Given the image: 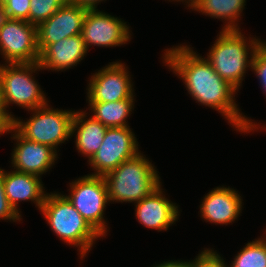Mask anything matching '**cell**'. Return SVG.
I'll return each instance as SVG.
<instances>
[{
    "label": "cell",
    "mask_w": 266,
    "mask_h": 267,
    "mask_svg": "<svg viewBox=\"0 0 266 267\" xmlns=\"http://www.w3.org/2000/svg\"><path fill=\"white\" fill-rule=\"evenodd\" d=\"M164 51L163 61L183 79L186 90L194 100L216 109L237 131L249 133L258 129L257 123L242 115L234 102V94L238 90L222 79L205 58L197 55L187 45Z\"/></svg>",
    "instance_id": "obj_1"
},
{
    "label": "cell",
    "mask_w": 266,
    "mask_h": 267,
    "mask_svg": "<svg viewBox=\"0 0 266 267\" xmlns=\"http://www.w3.org/2000/svg\"><path fill=\"white\" fill-rule=\"evenodd\" d=\"M103 177L109 202L137 203L161 184L156 169L141 153L124 161Z\"/></svg>",
    "instance_id": "obj_2"
},
{
    "label": "cell",
    "mask_w": 266,
    "mask_h": 267,
    "mask_svg": "<svg viewBox=\"0 0 266 267\" xmlns=\"http://www.w3.org/2000/svg\"><path fill=\"white\" fill-rule=\"evenodd\" d=\"M42 214L53 232L69 245L79 247L81 259L101 237L82 217L65 195L51 193L45 196Z\"/></svg>",
    "instance_id": "obj_3"
},
{
    "label": "cell",
    "mask_w": 266,
    "mask_h": 267,
    "mask_svg": "<svg viewBox=\"0 0 266 267\" xmlns=\"http://www.w3.org/2000/svg\"><path fill=\"white\" fill-rule=\"evenodd\" d=\"M245 38L240 30H222L205 58L221 78L237 90L242 84L247 67H251L255 50L259 47V40L255 37L253 40L249 39V45Z\"/></svg>",
    "instance_id": "obj_4"
},
{
    "label": "cell",
    "mask_w": 266,
    "mask_h": 267,
    "mask_svg": "<svg viewBox=\"0 0 266 267\" xmlns=\"http://www.w3.org/2000/svg\"><path fill=\"white\" fill-rule=\"evenodd\" d=\"M40 69L38 62L0 65L5 108L13 103L30 111L48 104L45 94L32 77V73Z\"/></svg>",
    "instance_id": "obj_5"
},
{
    "label": "cell",
    "mask_w": 266,
    "mask_h": 267,
    "mask_svg": "<svg viewBox=\"0 0 266 267\" xmlns=\"http://www.w3.org/2000/svg\"><path fill=\"white\" fill-rule=\"evenodd\" d=\"M32 117L26 122L14 118L13 127L27 140L49 145L54 150L71 136L75 111L52 109L47 105L30 110Z\"/></svg>",
    "instance_id": "obj_6"
},
{
    "label": "cell",
    "mask_w": 266,
    "mask_h": 267,
    "mask_svg": "<svg viewBox=\"0 0 266 267\" xmlns=\"http://www.w3.org/2000/svg\"><path fill=\"white\" fill-rule=\"evenodd\" d=\"M70 184L71 195L65 197L101 237L105 236L103 215L109 197L104 177L89 174Z\"/></svg>",
    "instance_id": "obj_7"
},
{
    "label": "cell",
    "mask_w": 266,
    "mask_h": 267,
    "mask_svg": "<svg viewBox=\"0 0 266 267\" xmlns=\"http://www.w3.org/2000/svg\"><path fill=\"white\" fill-rule=\"evenodd\" d=\"M0 52L7 64L38 62L37 26L6 18L0 26Z\"/></svg>",
    "instance_id": "obj_8"
},
{
    "label": "cell",
    "mask_w": 266,
    "mask_h": 267,
    "mask_svg": "<svg viewBox=\"0 0 266 267\" xmlns=\"http://www.w3.org/2000/svg\"><path fill=\"white\" fill-rule=\"evenodd\" d=\"M139 153L136 137L129 126L107 128L102 145L89 160L95 169L90 175L104 176Z\"/></svg>",
    "instance_id": "obj_9"
},
{
    "label": "cell",
    "mask_w": 266,
    "mask_h": 267,
    "mask_svg": "<svg viewBox=\"0 0 266 267\" xmlns=\"http://www.w3.org/2000/svg\"><path fill=\"white\" fill-rule=\"evenodd\" d=\"M81 35L87 50L91 45L121 46L131 39L129 26L124 21L98 9L87 10Z\"/></svg>",
    "instance_id": "obj_10"
},
{
    "label": "cell",
    "mask_w": 266,
    "mask_h": 267,
    "mask_svg": "<svg viewBox=\"0 0 266 267\" xmlns=\"http://www.w3.org/2000/svg\"><path fill=\"white\" fill-rule=\"evenodd\" d=\"M120 62H112L91 76L88 102H114L134 98L132 80Z\"/></svg>",
    "instance_id": "obj_11"
},
{
    "label": "cell",
    "mask_w": 266,
    "mask_h": 267,
    "mask_svg": "<svg viewBox=\"0 0 266 267\" xmlns=\"http://www.w3.org/2000/svg\"><path fill=\"white\" fill-rule=\"evenodd\" d=\"M87 8L66 2L49 19L37 26V45L41 53L48 45L81 34Z\"/></svg>",
    "instance_id": "obj_12"
},
{
    "label": "cell",
    "mask_w": 266,
    "mask_h": 267,
    "mask_svg": "<svg viewBox=\"0 0 266 267\" xmlns=\"http://www.w3.org/2000/svg\"><path fill=\"white\" fill-rule=\"evenodd\" d=\"M13 139L17 145L12 152V165L15 171L40 176L46 173L57 159V149L24 138L14 127Z\"/></svg>",
    "instance_id": "obj_13"
},
{
    "label": "cell",
    "mask_w": 266,
    "mask_h": 267,
    "mask_svg": "<svg viewBox=\"0 0 266 267\" xmlns=\"http://www.w3.org/2000/svg\"><path fill=\"white\" fill-rule=\"evenodd\" d=\"M161 184L148 196L137 202L135 214L144 227L158 231L167 230L178 220V207L168 200L161 189Z\"/></svg>",
    "instance_id": "obj_14"
},
{
    "label": "cell",
    "mask_w": 266,
    "mask_h": 267,
    "mask_svg": "<svg viewBox=\"0 0 266 267\" xmlns=\"http://www.w3.org/2000/svg\"><path fill=\"white\" fill-rule=\"evenodd\" d=\"M242 210V199L238 191L217 187L205 195L200 205L201 218L215 224H230Z\"/></svg>",
    "instance_id": "obj_15"
},
{
    "label": "cell",
    "mask_w": 266,
    "mask_h": 267,
    "mask_svg": "<svg viewBox=\"0 0 266 267\" xmlns=\"http://www.w3.org/2000/svg\"><path fill=\"white\" fill-rule=\"evenodd\" d=\"M87 48L81 34L48 45L39 57L41 69L64 70L76 66L86 55Z\"/></svg>",
    "instance_id": "obj_16"
},
{
    "label": "cell",
    "mask_w": 266,
    "mask_h": 267,
    "mask_svg": "<svg viewBox=\"0 0 266 267\" xmlns=\"http://www.w3.org/2000/svg\"><path fill=\"white\" fill-rule=\"evenodd\" d=\"M41 177L18 171L5 172L3 169V186L7 200L19 213V201H32L41 210L46 194L43 190Z\"/></svg>",
    "instance_id": "obj_17"
},
{
    "label": "cell",
    "mask_w": 266,
    "mask_h": 267,
    "mask_svg": "<svg viewBox=\"0 0 266 267\" xmlns=\"http://www.w3.org/2000/svg\"><path fill=\"white\" fill-rule=\"evenodd\" d=\"M86 114L83 111H76L73 116L71 125V136L76 135V148L78 152L88 157V161L98 151L104 140L105 133L107 131L106 126L101 122L91 118H86Z\"/></svg>",
    "instance_id": "obj_18"
},
{
    "label": "cell",
    "mask_w": 266,
    "mask_h": 267,
    "mask_svg": "<svg viewBox=\"0 0 266 267\" xmlns=\"http://www.w3.org/2000/svg\"><path fill=\"white\" fill-rule=\"evenodd\" d=\"M245 2V0H197L190 9L207 14L212 18L225 19L224 21L228 22L222 30H239L236 22L246 5Z\"/></svg>",
    "instance_id": "obj_19"
},
{
    "label": "cell",
    "mask_w": 266,
    "mask_h": 267,
    "mask_svg": "<svg viewBox=\"0 0 266 267\" xmlns=\"http://www.w3.org/2000/svg\"><path fill=\"white\" fill-rule=\"evenodd\" d=\"M134 98L123 99L114 102H89L90 110L94 113L92 117L104 126L126 127V120L131 115Z\"/></svg>",
    "instance_id": "obj_20"
},
{
    "label": "cell",
    "mask_w": 266,
    "mask_h": 267,
    "mask_svg": "<svg viewBox=\"0 0 266 267\" xmlns=\"http://www.w3.org/2000/svg\"><path fill=\"white\" fill-rule=\"evenodd\" d=\"M227 267H266V237L248 242Z\"/></svg>",
    "instance_id": "obj_21"
},
{
    "label": "cell",
    "mask_w": 266,
    "mask_h": 267,
    "mask_svg": "<svg viewBox=\"0 0 266 267\" xmlns=\"http://www.w3.org/2000/svg\"><path fill=\"white\" fill-rule=\"evenodd\" d=\"M67 0H31L29 23L38 26L49 19Z\"/></svg>",
    "instance_id": "obj_22"
},
{
    "label": "cell",
    "mask_w": 266,
    "mask_h": 267,
    "mask_svg": "<svg viewBox=\"0 0 266 267\" xmlns=\"http://www.w3.org/2000/svg\"><path fill=\"white\" fill-rule=\"evenodd\" d=\"M6 18L29 22L31 0H0Z\"/></svg>",
    "instance_id": "obj_23"
},
{
    "label": "cell",
    "mask_w": 266,
    "mask_h": 267,
    "mask_svg": "<svg viewBox=\"0 0 266 267\" xmlns=\"http://www.w3.org/2000/svg\"><path fill=\"white\" fill-rule=\"evenodd\" d=\"M251 68L260 80L261 86L266 94V48L259 46L252 57Z\"/></svg>",
    "instance_id": "obj_24"
},
{
    "label": "cell",
    "mask_w": 266,
    "mask_h": 267,
    "mask_svg": "<svg viewBox=\"0 0 266 267\" xmlns=\"http://www.w3.org/2000/svg\"><path fill=\"white\" fill-rule=\"evenodd\" d=\"M191 267H227V265L217 252L206 248L192 261Z\"/></svg>",
    "instance_id": "obj_25"
},
{
    "label": "cell",
    "mask_w": 266,
    "mask_h": 267,
    "mask_svg": "<svg viewBox=\"0 0 266 267\" xmlns=\"http://www.w3.org/2000/svg\"><path fill=\"white\" fill-rule=\"evenodd\" d=\"M20 216L21 214L16 212L7 200L3 186V169L0 168V218L17 222L18 220L20 221Z\"/></svg>",
    "instance_id": "obj_26"
},
{
    "label": "cell",
    "mask_w": 266,
    "mask_h": 267,
    "mask_svg": "<svg viewBox=\"0 0 266 267\" xmlns=\"http://www.w3.org/2000/svg\"><path fill=\"white\" fill-rule=\"evenodd\" d=\"M14 118L7 109H0V135L10 132L13 128Z\"/></svg>",
    "instance_id": "obj_27"
},
{
    "label": "cell",
    "mask_w": 266,
    "mask_h": 267,
    "mask_svg": "<svg viewBox=\"0 0 266 267\" xmlns=\"http://www.w3.org/2000/svg\"><path fill=\"white\" fill-rule=\"evenodd\" d=\"M68 2L78 4L80 6H83L87 9H96L97 3L103 1V0H67Z\"/></svg>",
    "instance_id": "obj_28"
},
{
    "label": "cell",
    "mask_w": 266,
    "mask_h": 267,
    "mask_svg": "<svg viewBox=\"0 0 266 267\" xmlns=\"http://www.w3.org/2000/svg\"><path fill=\"white\" fill-rule=\"evenodd\" d=\"M192 266V261H167V262H163L157 266L154 267H191Z\"/></svg>",
    "instance_id": "obj_29"
},
{
    "label": "cell",
    "mask_w": 266,
    "mask_h": 267,
    "mask_svg": "<svg viewBox=\"0 0 266 267\" xmlns=\"http://www.w3.org/2000/svg\"><path fill=\"white\" fill-rule=\"evenodd\" d=\"M5 19H6L5 11L3 6L0 4V26L3 24Z\"/></svg>",
    "instance_id": "obj_30"
},
{
    "label": "cell",
    "mask_w": 266,
    "mask_h": 267,
    "mask_svg": "<svg viewBox=\"0 0 266 267\" xmlns=\"http://www.w3.org/2000/svg\"><path fill=\"white\" fill-rule=\"evenodd\" d=\"M0 109H6L4 101H3V93H2V87H1V81H0Z\"/></svg>",
    "instance_id": "obj_31"
},
{
    "label": "cell",
    "mask_w": 266,
    "mask_h": 267,
    "mask_svg": "<svg viewBox=\"0 0 266 267\" xmlns=\"http://www.w3.org/2000/svg\"><path fill=\"white\" fill-rule=\"evenodd\" d=\"M174 1V0H173ZM175 1H185L188 3V6L191 8V6L197 1V0H175Z\"/></svg>",
    "instance_id": "obj_32"
},
{
    "label": "cell",
    "mask_w": 266,
    "mask_h": 267,
    "mask_svg": "<svg viewBox=\"0 0 266 267\" xmlns=\"http://www.w3.org/2000/svg\"><path fill=\"white\" fill-rule=\"evenodd\" d=\"M259 46L266 48V42L259 40Z\"/></svg>",
    "instance_id": "obj_33"
}]
</instances>
